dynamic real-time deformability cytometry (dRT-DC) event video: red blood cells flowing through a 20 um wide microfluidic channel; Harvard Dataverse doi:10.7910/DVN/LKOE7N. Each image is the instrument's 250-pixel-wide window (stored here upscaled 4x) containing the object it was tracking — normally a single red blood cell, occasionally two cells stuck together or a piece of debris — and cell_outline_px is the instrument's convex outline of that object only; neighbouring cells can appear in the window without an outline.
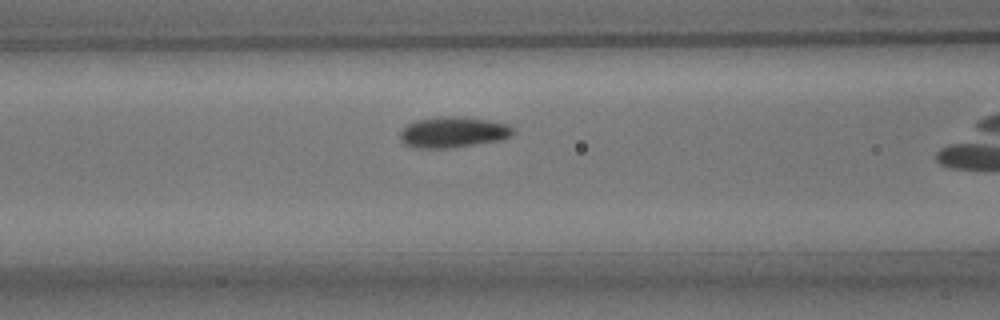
{"species": "common noctule bat (a hibernating species)", "species_latin": "Nyctalus noctula", "temperature_condition": "room temperature", "stored_images_in_passage": 39, "camera_frame_rate_fps": 3000, "um_per_image_px": 0.085, "animal": {"sex": "male", "body_mass_g": 15.6}, "frame": {"image": 1, "passage_image": 18, "time_ms": 5.667, "image_size_px": [1000, 320], "cell_outline_px": [[516, 132], [512, 136], [500, 140], [452, 148], [412, 148], [404, 144], [400, 140], [400, 132], [408, 124], [416, 120], [440, 116], [456, 116], [488, 120], [508, 124], [516, 128]], "centroid_in_image_um": [38.54, 11.24], "position_along_channel_um": 128.1, "area_um2": 20.58}}
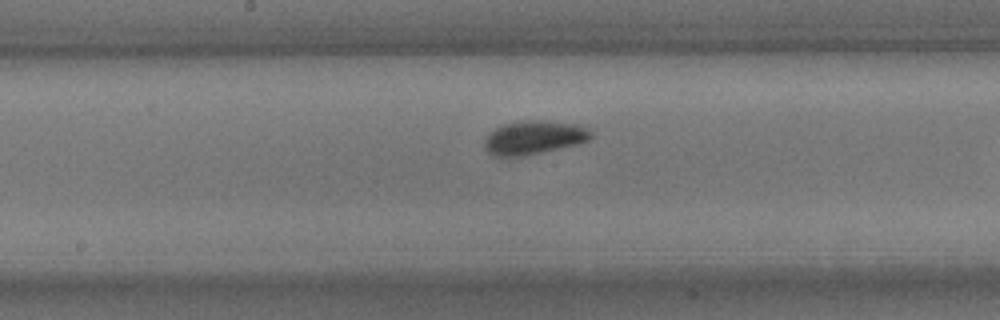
{"frame": {"image": 2, "passage_image": 24, "time_ms": 7.667, "image_size_px": [1000, 320], "cell_outline_px": [[592, 136], [588, 140], [576, 144], [560, 148], [540, 152], [516, 156], [496, 156], [488, 152], [484, 148], [484, 136], [496, 128], [504, 124], [516, 120], [544, 120], [576, 124], [588, 128], [592, 132]], "centroid_in_image_um": [45.35, 11.66], "position_along_channel_um": 202.8, "area_um2": 20.87}}
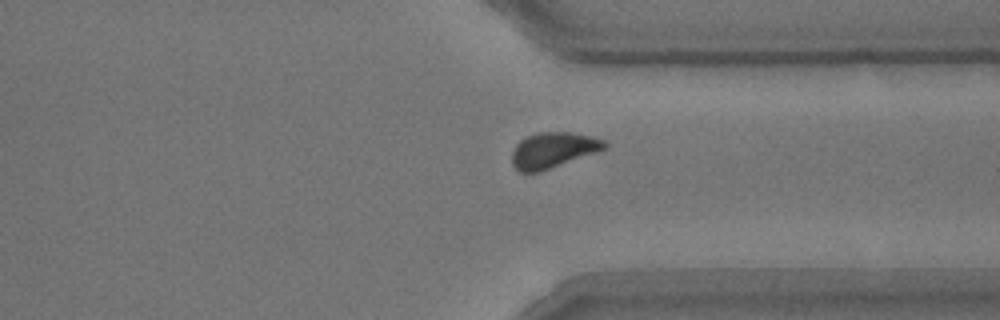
{"frame": {"image": 3, "passage_image": 37, "time_ms": 12.0, "image_size_px": [1000, 320], "cell_outline_px": [[608, 148], [536, 172], [520, 172], [512, 164], [512, 152], [516, 144], [520, 140], [536, 132], [572, 132], [592, 136], [604, 140], [608, 144]], "centroid_in_image_um": [47.01, 12.73], "position_along_channel_um": 364.4, "area_um2": 18.96}}